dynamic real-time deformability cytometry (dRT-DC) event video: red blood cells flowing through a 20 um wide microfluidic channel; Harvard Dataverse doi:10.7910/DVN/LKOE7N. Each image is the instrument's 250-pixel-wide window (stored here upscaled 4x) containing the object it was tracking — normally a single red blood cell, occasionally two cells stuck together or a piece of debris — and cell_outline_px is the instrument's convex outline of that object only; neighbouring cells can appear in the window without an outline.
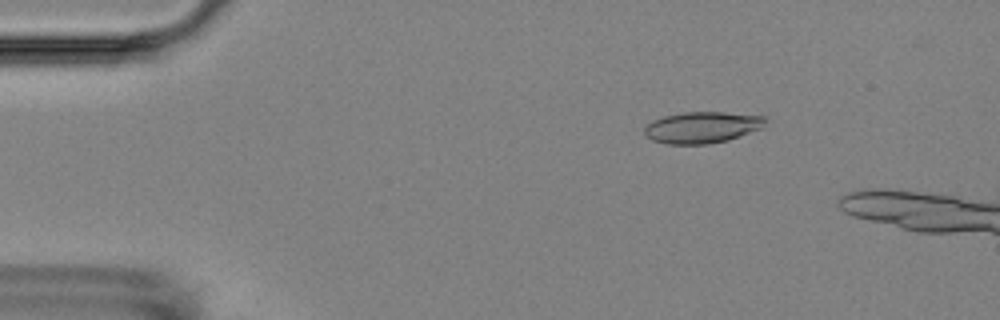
{"species": "Egyptian fruit bat (a non-hibernating species)", "species_latin": "Rousettus aegyptiacus", "temperature_condition": "room temperature", "stored_images_in_passage": 4, "camera_frame_rate_fps": 3000, "um_per_image_px": 0.085, "animal": {"sex": "female"}, "frame": {"image": 1, "passage_image": 2, "time_ms": 2.0, "image_size_px": [1000, 320], "cell_outline_px": [[768, 120], [760, 128], [728, 140], [708, 144], [668, 144], [652, 140], [644, 136], [644, 128], [652, 120], [664, 116], [684, 112], [724, 112], [768, 116]], "centroid_in_image_um": [59.67, 10.82], "position_along_channel_um": 25.3, "area_um2": 22.2}}